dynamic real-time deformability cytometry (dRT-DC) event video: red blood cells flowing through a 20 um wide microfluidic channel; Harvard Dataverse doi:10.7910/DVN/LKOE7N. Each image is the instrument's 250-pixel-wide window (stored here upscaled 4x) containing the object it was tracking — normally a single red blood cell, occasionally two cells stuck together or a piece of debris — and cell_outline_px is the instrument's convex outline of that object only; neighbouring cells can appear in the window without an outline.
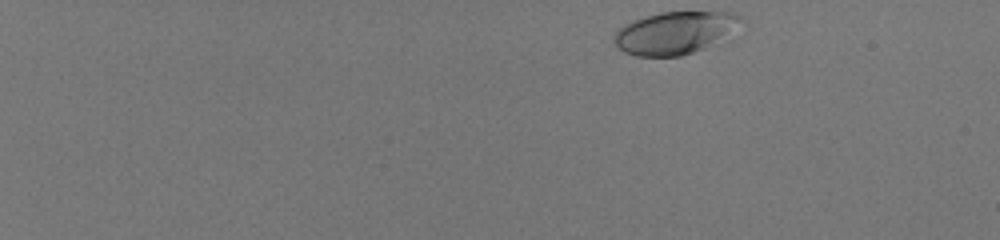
{"species": "human", "species_latin": "Homo sapiens", "temperature_condition": "room temperature", "stored_images_in_passage": 48, "camera_frame_rate_fps": 3000, "um_per_image_px": 0.085, "donor": {"sex": "male"}, "frame": {"image": 1, "passage_image": 1, "time_ms": 0.0, "image_size_px": [1000, 240], "cell_outline_px": [[744, 20], [724, 36], [704, 48], [680, 56], [636, 56], [624, 52], [616, 44], [612, 36], [620, 28], [632, 20], [644, 16], [660, 12], [732, 12], [744, 16]], "centroid_in_image_um": [57.33, 2.77], "position_along_channel_um": 27.7, "area_um2": 30.98}}
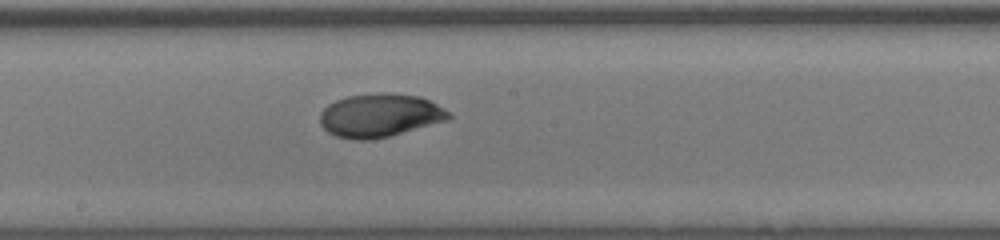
{"frame": {"image": 2, "passage_image": 28, "time_ms": 9.0, "image_size_px": [1000, 240], "cell_outline_px": [[452, 116], [448, 120], [388, 136], [372, 140], [356, 140], [336, 136], [328, 132], [320, 124], [320, 112], [328, 104], [336, 100], [348, 96], [380, 92], [384, 92], [420, 96], [444, 108]], "centroid_in_image_um": [32.26, 9.8], "position_along_channel_um": 215.9, "area_um2": 32.48}}
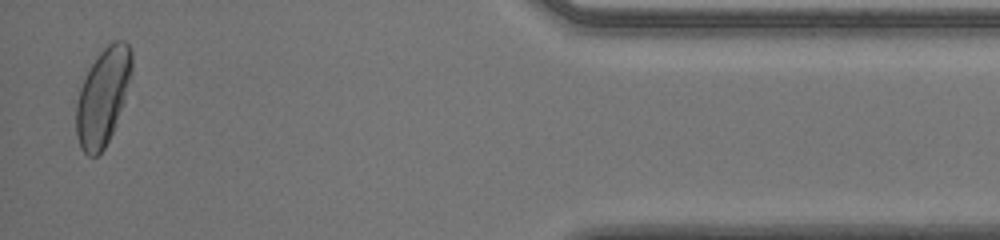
{"frame": {"image": 3, "passage_image": 47, "time_ms": 15.333, "image_size_px": [1000, 240], "cell_outline_px": [[132, 72], [124, 100], [112, 132], [104, 148], [96, 156], [88, 156], [80, 148], [76, 136], [76, 104], [80, 88], [92, 64], [100, 52], [112, 40], [124, 40], [128, 44], [132, 52]], "centroid_in_image_um": [8.74, 8.21], "position_along_channel_um": 426.5, "area_um2": 31.04}, "authors_computed_cell_mechanics": {"area_um2": 31.4432, "velocity_mm_per_s": 4.033, "shape_relaxation_time_tau1_ms": 3.7298, "shape_relaxation_time_tau2_ms": 1.3049, "deformation_change_tau1": 0.1704, "deformation_change_tau2": 0.0364}}